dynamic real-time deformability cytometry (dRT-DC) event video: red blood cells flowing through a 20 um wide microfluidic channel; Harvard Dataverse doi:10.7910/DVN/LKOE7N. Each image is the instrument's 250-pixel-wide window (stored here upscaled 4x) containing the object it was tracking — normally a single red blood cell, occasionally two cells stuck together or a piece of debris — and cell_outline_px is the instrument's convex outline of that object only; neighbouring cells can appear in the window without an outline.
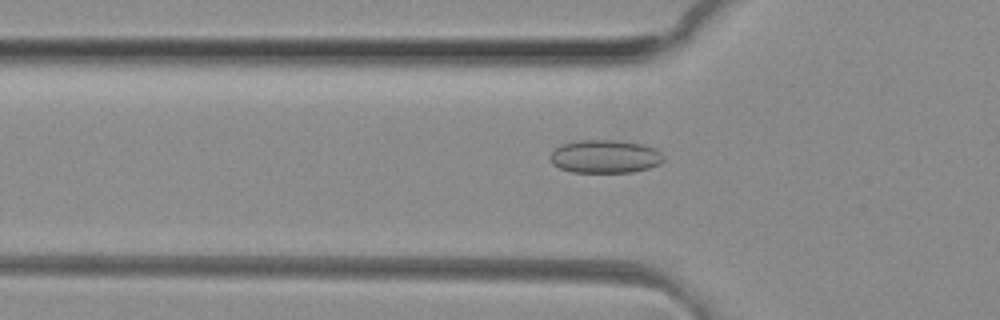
{"species": "common noctule bat (a hibernating species)", "species_latin": "Nyctalus noctula", "temperature_condition": "room temperature", "stored_images_in_passage": 47, "camera_frame_rate_fps": 3000, "um_per_image_px": 0.085, "animal": {"sex": "female", "body_mass_g": 29.2, "forearm_length_mm": 56.3}, "frame": {"image": 1, "passage_image": 14, "time_ms": 4.333, "image_size_px": [1000, 320], "cell_outline_px": [[664, 160], [660, 164], [648, 168], [632, 172], [572, 172], [560, 168], [552, 164], [548, 156], [560, 144], [580, 140], [616, 140], [644, 144], [656, 148], [664, 156]], "centroid_in_image_um": [51.43, 13.29], "position_along_channel_um": 74.4, "area_um2": 22.14}}
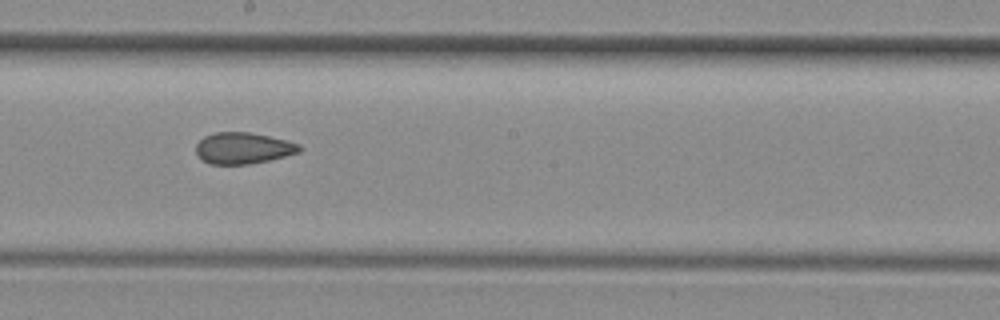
{"frame": {"image": 2, "passage_image": 25, "time_ms": 8.0, "image_size_px": [1000, 320], "cell_outline_px": [[304, 148], [300, 152], [268, 160], [248, 164], [208, 164], [200, 160], [196, 152], [196, 144], [204, 136], [216, 132], [248, 132], [288, 140], [300, 144]], "centroid_in_image_um": [20.66, 12.59], "position_along_channel_um": 227.5, "area_um2": 19.02}}
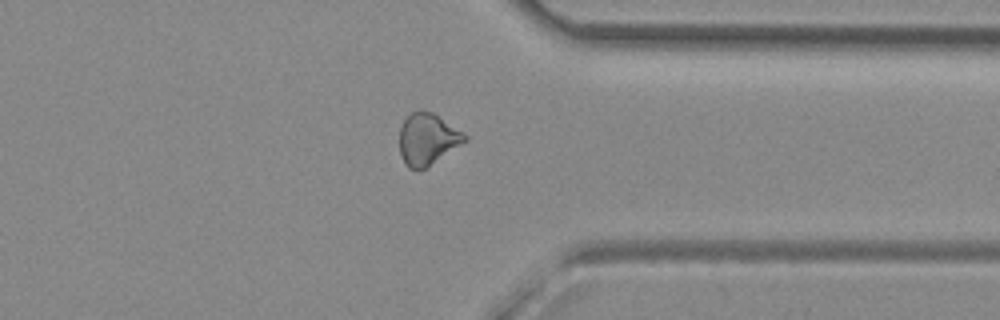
{"frame": {"image": 3, "passage_image": 36, "time_ms": 11.667, "image_size_px": [1000, 320], "cell_outline_px": [[468, 140], [424, 168], [408, 168], [400, 152], [400, 128], [404, 120], [412, 112], [420, 108], [432, 112], [468, 136]], "centroid_in_image_um": [36.33, 11.78], "position_along_channel_um": 375.1, "area_um2": 19.19}, "authors_computed_cell_mechanics": {"area_um2": 19.8832, "velocity_mm_per_s": 4.1526, "shape_relaxation_time_tau1_ms": null, "shape_relaxation_time_tau2_ms": 2.9582, "deformation_change_tau1": null, "deformation_change_tau2": 0.0936}}